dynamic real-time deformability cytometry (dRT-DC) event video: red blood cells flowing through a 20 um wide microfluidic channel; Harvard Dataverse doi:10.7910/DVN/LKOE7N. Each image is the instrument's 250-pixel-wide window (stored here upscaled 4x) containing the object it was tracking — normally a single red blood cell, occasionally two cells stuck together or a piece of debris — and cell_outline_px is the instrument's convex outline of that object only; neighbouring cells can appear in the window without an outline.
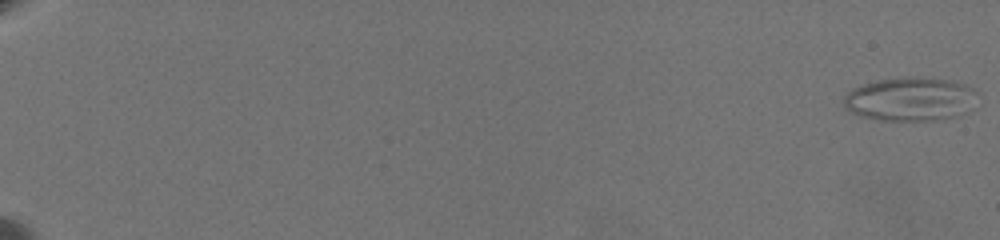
{"species": "common noctule bat (a hibernating species)", "species_latin": "Nyctalus noctula", "temperature_condition": "warm", "stored_images_in_passage": 64, "camera_frame_rate_fps": 3000, "um_per_image_px": 0.085, "animal": {"sex": "female", "body_mass_g": 19.5, "forearm_length_mm": 54.1}, "frame": {"image": 1, "passage_image": 1, "time_ms": 0.0, "image_size_px": [1000, 240], "cell_outline_px": [[980, 92], [952, 116], [936, 120], [880, 120], [864, 116], [852, 112], [844, 108], [844, 96], [852, 88], [864, 84], [880, 80], [908, 76], [952, 80], [964, 84]], "centroid_in_image_um": [77.26, 8.39], "position_along_channel_um": 7.7, "area_um2": 33.0}}
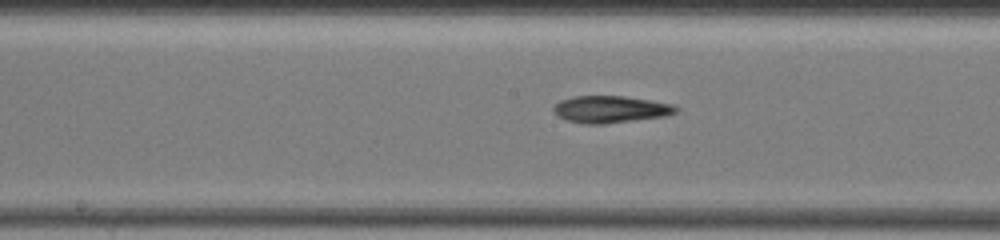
{"frame": {"image": 2, "passage_image": 38, "time_ms": 12.333, "image_size_px": [1000, 240], "cell_outline_px": [[680, 108], [676, 112], [664, 116], [604, 124], [584, 124], [568, 120], [560, 116], [552, 108], [560, 100], [576, 96], [624, 96], [672, 104]], "centroid_in_image_um": [51.91, 9.29], "position_along_channel_um": 196.3, "area_um2": 18.96}}
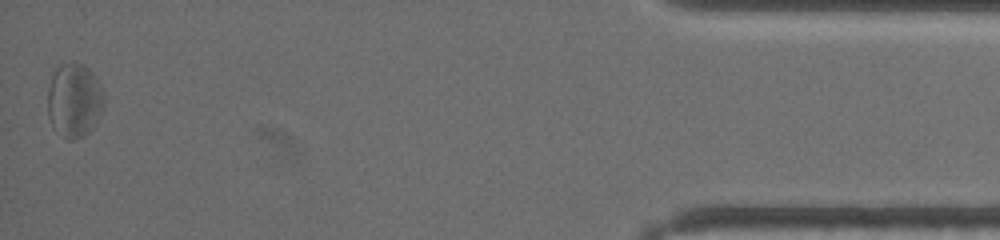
{"frame": {"image": 3, "passage_image": 64, "time_ms": 21.0, "image_size_px": [1000, 240], "cell_outline_px": [[104, 108], [96, 124], [84, 136], [72, 140], [68, 140], [52, 128], [48, 116], [48, 88], [52, 76], [56, 68], [60, 64], [72, 60], [76, 60], [84, 64], [96, 76], [100, 84], [104, 96]], "centroid_in_image_um": [6.32, 8.5], "position_along_channel_um": 428.9, "area_um2": 24.97}, "authors_computed_cell_mechanics": {"area_um2": 20.808, "velocity_mm_per_s": 3.4893, "shape_relaxation_time_tau1_ms": 2.7227, "shape_relaxation_time_tau2_ms": 6.9108, "deformation_change_tau1": 0.0916, "deformation_change_tau2": 0.1773}}